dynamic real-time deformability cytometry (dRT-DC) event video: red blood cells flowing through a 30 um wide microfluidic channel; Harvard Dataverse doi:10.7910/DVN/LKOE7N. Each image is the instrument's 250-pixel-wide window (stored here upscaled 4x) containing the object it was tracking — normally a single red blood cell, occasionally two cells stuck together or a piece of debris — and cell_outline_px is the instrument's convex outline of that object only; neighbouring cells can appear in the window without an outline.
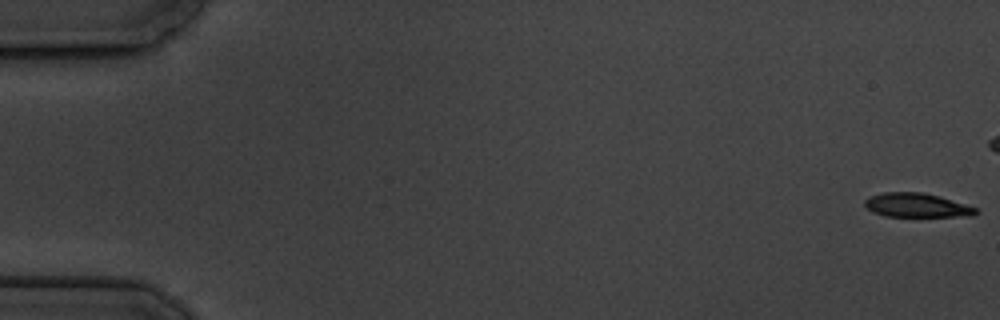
{"species": "common noctule bat (a hibernating species)", "species_latin": "Nyctalus noctula", "temperature_condition": "cold", "stored_images_in_passage": 6, "camera_frame_rate_fps": 3000, "um_per_image_px": 0.085, "animal": {"sex": "male", "body_mass_g": 19.5, "forearm_length_mm": 54.6}, "frame": {"image": 1, "passage_image": 1, "time_ms": 0.0, "image_size_px": [1000, 320], "cell_outline_px": [[980, 212], [972, 216], [884, 216], [872, 212], [864, 204], [864, 200], [868, 196], [884, 192], [924, 192], [940, 196], [976, 208]], "centroid_in_image_um": [77.89, 17.44], "position_along_channel_um": 7.1, "area_um2": 15.61}}